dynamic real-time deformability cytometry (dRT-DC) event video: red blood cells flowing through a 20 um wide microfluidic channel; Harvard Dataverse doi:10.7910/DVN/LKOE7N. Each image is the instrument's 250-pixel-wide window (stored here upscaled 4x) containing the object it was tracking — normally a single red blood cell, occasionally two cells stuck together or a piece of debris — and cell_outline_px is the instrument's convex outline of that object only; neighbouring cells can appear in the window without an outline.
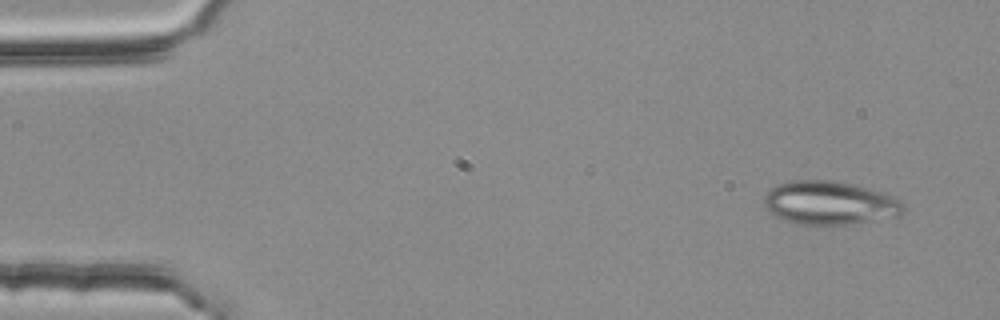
{"species": "common noctule bat (a hibernating species)", "species_latin": "Nyctalus noctula", "temperature_condition": "room temperature", "stored_images_in_passage": 5, "segment_of_instrument_passage": [2, 2], "camera_frame_rate_fps": 3000, "um_per_image_px": 0.085, "animal": {"sex": "female", "body_mass_g": 25.1}, "frame": {"image": 1, "passage_image": 5, "time_ms": 1.333, "image_size_px": [1000, 320], "cell_outline_px": [[904, 212], [900, 216], [856, 224], [824, 228], [800, 224], [776, 216], [764, 204], [764, 196], [772, 188], [780, 184], [796, 180], [832, 180], [852, 184], [868, 188], [896, 196], [904, 204]], "centroid_in_image_um": [70.61, 17.29], "position_along_channel_um": 14.4, "area_um2": 36.01}}